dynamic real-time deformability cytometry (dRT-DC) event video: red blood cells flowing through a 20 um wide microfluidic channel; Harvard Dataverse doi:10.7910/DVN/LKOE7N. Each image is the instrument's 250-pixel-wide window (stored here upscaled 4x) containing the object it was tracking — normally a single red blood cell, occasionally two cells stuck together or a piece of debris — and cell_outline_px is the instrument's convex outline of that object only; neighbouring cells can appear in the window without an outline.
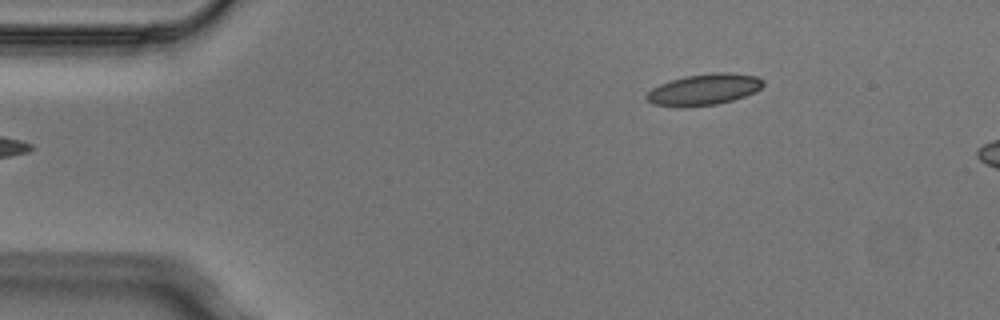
{"species": "Egyptian fruit bat (a non-hibernating species)", "species_latin": "Rousettus aegyptiacus", "temperature_condition": "cold", "stored_images_in_passage": 2, "camera_frame_rate_fps": 3000, "um_per_image_px": 0.085, "animal": {"sex": "male"}, "frame": {"image": 1, "passage_image": 2, "time_ms": 0.333, "image_size_px": [1000, 320], "cell_outline_px": [[764, 84], [760, 88], [744, 96], [732, 100], [716, 104], [684, 108], [676, 108], [652, 104], [644, 96], [652, 88], [660, 84], [684, 76], [716, 72], [728, 72], [756, 76], [764, 80]], "centroid_in_image_um": [59.79, 7.62], "position_along_channel_um": 25.2, "area_um2": 21.33}}